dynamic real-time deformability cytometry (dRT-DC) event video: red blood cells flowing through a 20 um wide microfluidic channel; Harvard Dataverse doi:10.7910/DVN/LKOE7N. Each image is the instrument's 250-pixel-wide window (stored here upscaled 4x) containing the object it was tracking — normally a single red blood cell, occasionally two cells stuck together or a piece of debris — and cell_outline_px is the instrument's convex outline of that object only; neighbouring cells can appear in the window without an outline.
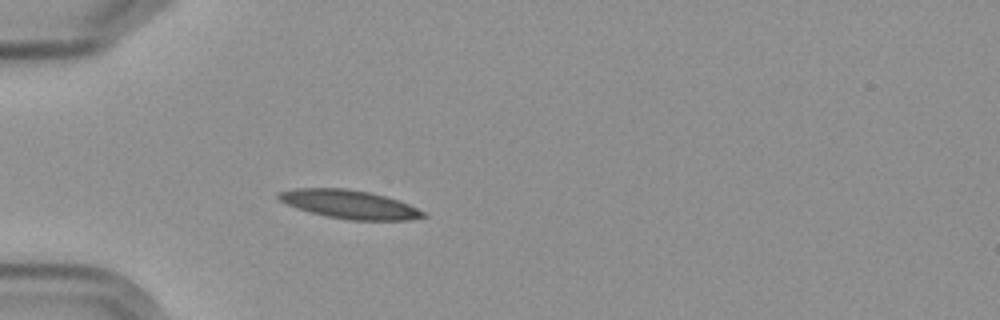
{"species": "Egyptian fruit bat (a non-hibernating species)", "species_latin": "Rousettus aegyptiacus", "temperature_condition": "cold", "stored_images_in_passage": 1, "camera_frame_rate_fps": 3000, "um_per_image_px": 0.085, "frame": {"image": 1, "passage_image": 1, "time_ms": 0.0, "image_size_px": [1000, 320], "cell_outline_px": [[428, 216], [408, 220], [348, 220], [328, 216], [312, 212], [288, 204], [280, 200], [276, 196], [280, 192], [300, 188], [344, 188], [368, 192], [384, 196], [408, 204], [424, 212]], "centroid_in_image_um": [29.74, 17.37], "position_along_channel_um": 55.3, "area_um2": 23.47}}